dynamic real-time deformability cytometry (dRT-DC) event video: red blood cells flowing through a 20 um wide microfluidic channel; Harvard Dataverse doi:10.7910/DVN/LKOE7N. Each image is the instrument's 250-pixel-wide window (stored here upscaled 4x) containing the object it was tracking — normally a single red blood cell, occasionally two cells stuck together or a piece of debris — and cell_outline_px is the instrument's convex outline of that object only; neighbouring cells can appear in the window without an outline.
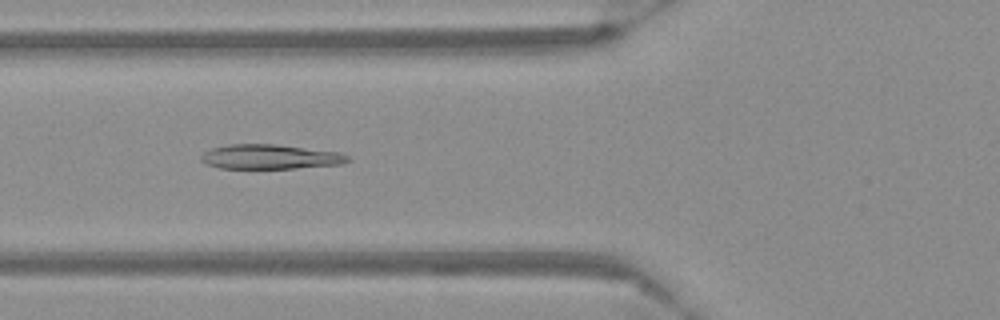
{"species": "Egyptian fruit bat (a non-hibernating species)", "species_latin": "Rousettus aegyptiacus", "temperature_condition": "warm", "stored_images_in_passage": 55, "camera_frame_rate_fps": 3000, "um_per_image_px": 0.085, "frame": {"image": 1, "passage_image": 22, "time_ms": 7.0, "image_size_px": [1000, 320], "cell_outline_px": [[352, 160], [340, 164], [296, 168], [220, 168], [204, 164], [200, 160], [200, 156], [204, 152], [212, 148], [228, 144], [276, 144], [340, 152], [348, 156]], "centroid_in_image_um": [22.94, 13.32], "position_along_channel_um": 102.9, "area_um2": 21.1}}
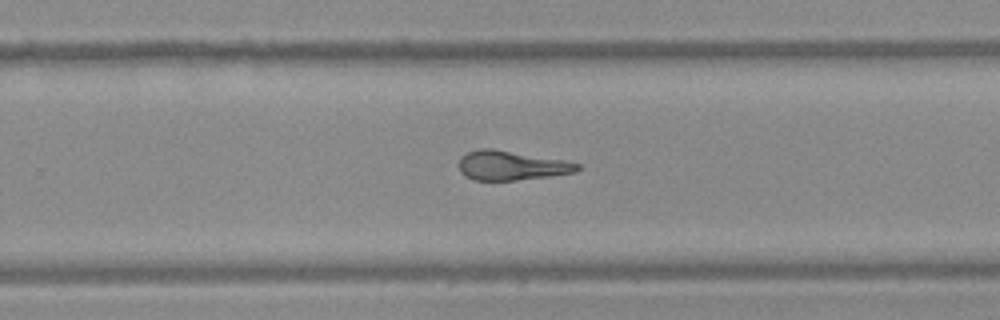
{"frame": {"image": 2, "passage_image": 37, "time_ms": 12.0, "image_size_px": [1000, 320], "cell_outline_px": [[580, 168], [576, 172], [548, 176], [516, 180], [472, 180], [464, 176], [460, 172], [460, 156], [468, 152], [480, 148], [492, 148], [564, 160], [580, 164]], "centroid_in_image_um": [43.44, 14.06], "position_along_channel_um": 286.4, "area_um2": 20.23}}
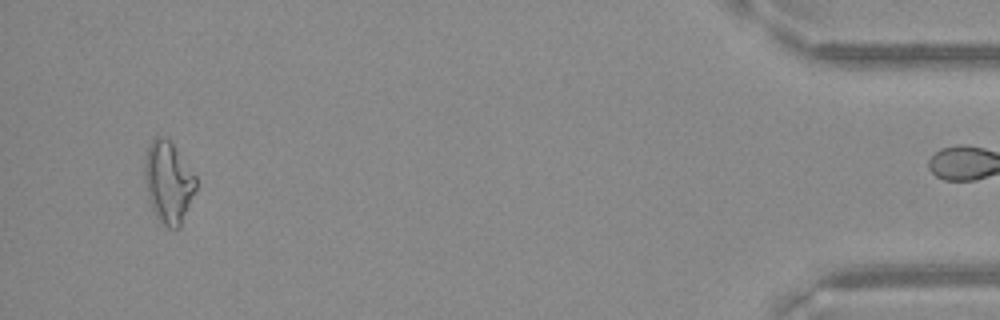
{"frame": {"image": 3, "passage_image": 54, "time_ms": 17.667, "image_size_px": [1000, 320], "cell_outline_px": [[196, 192], [180, 228], [168, 228], [160, 224], [152, 208], [148, 196], [144, 180], [144, 160], [148, 144], [156, 136], [164, 136], [172, 144], [196, 176]], "centroid_in_image_um": [14.3, 15.52], "position_along_channel_um": 420.9, "area_um2": 24.68}}